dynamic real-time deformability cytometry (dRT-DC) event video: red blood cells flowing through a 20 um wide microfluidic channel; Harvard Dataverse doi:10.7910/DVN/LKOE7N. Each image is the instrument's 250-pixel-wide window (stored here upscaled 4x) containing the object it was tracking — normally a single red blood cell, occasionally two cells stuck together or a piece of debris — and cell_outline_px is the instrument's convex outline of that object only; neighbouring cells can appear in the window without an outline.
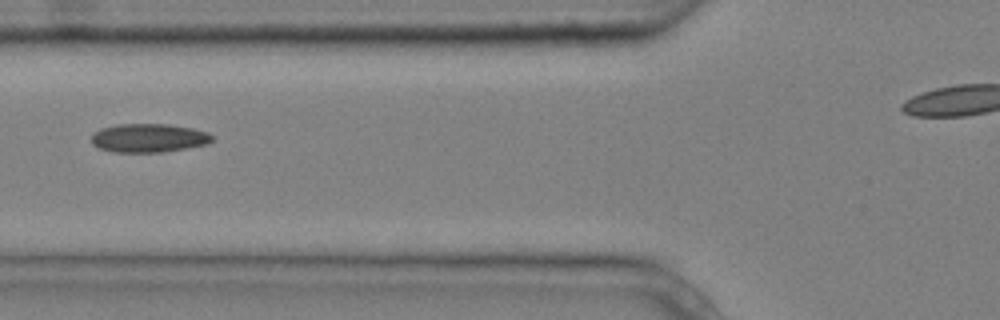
{"species": "common noctule bat (a hibernating species)", "species_latin": "Nyctalus noctula", "temperature_condition": "cold", "stored_images_in_passage": 7, "camera_frame_rate_fps": 3000, "um_per_image_px": 0.085, "animal": {"sex": "male", "body_mass_g": 20.4}, "frame": {"image": 1, "passage_image": 5, "time_ms": 1.333, "image_size_px": [1000, 320], "cell_outline_px": [[212, 140], [208, 144], [160, 152], [112, 152], [100, 148], [92, 144], [92, 132], [100, 128], [116, 124], [168, 124], [192, 128], [208, 132], [212, 136]], "centroid_in_image_um": [12.6, 11.72], "position_along_channel_um": 113.2, "area_um2": 20.17}}